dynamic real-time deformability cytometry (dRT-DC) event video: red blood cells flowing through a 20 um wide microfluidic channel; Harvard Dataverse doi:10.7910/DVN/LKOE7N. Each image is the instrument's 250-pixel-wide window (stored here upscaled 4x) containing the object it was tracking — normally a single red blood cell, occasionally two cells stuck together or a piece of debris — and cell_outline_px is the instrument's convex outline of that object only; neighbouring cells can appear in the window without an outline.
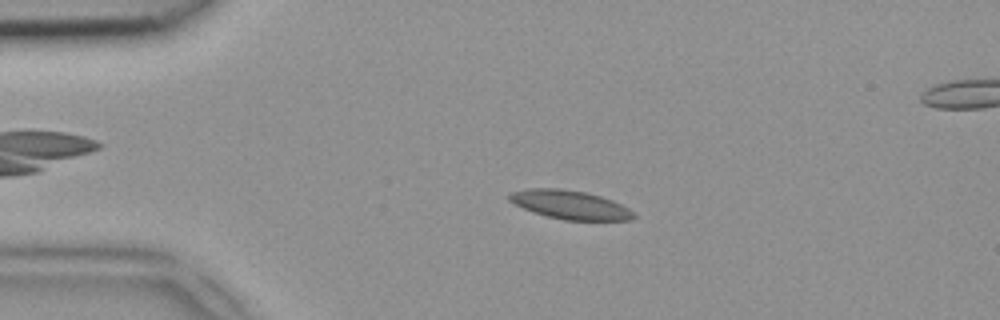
{"species": "common noctule bat (a hibernating species)", "species_latin": "Nyctalus noctula", "temperature_condition": "room temperature", "stored_images_in_passage": 48, "segment_of_instrument_passage": [1, 2], "camera_frame_rate_fps": 3000, "um_per_image_px": 0.085, "animal": {"sex": "female", "body_mass_g": 18.4}, "frame": {"image": 1, "passage_image": 10, "time_ms": 3.0, "image_size_px": [1000, 320], "cell_outline_px": [[636, 216], [632, 220], [564, 220], [532, 212], [508, 200], [508, 192], [528, 188], [560, 188], [588, 192], [612, 200], [628, 208]], "centroid_in_image_um": [48.43, 17.39], "position_along_channel_um": 36.6, "area_um2": 20.87}}
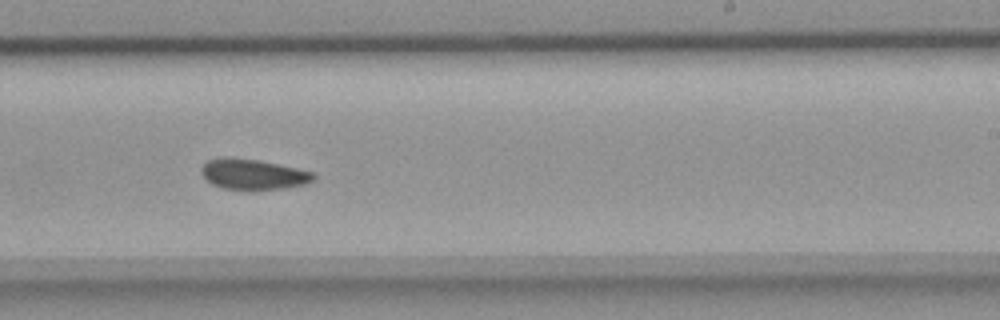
{"frame": {"image": 2, "passage_image": 29, "time_ms": 9.333, "image_size_px": [1000, 320], "cell_outline_px": [[316, 176], [308, 184], [284, 188], [252, 192], [224, 188], [212, 184], [200, 172], [200, 168], [208, 160], [220, 156], [224, 156], [260, 160], [296, 168], [312, 172]], "centroid_in_image_um": [21.5, 14.83], "position_along_channel_um": 267.5, "area_um2": 20.46}}
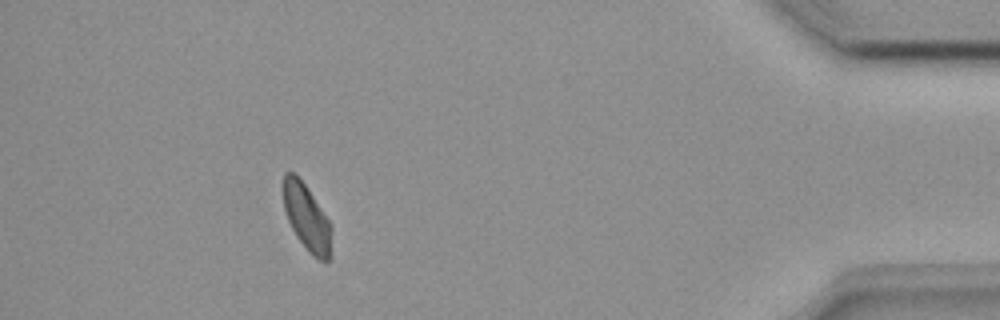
{"frame": {"image": 3, "passage_image": 43, "time_ms": 14.0, "image_size_px": [1000, 320], "cell_outline_px": [[332, 228], [328, 260], [320, 260], [312, 256], [308, 252], [296, 236], [288, 220], [284, 208], [280, 184], [284, 172], [296, 172], [332, 224]], "centroid_in_image_um": [26.02, 18.41], "position_along_channel_um": 409.2, "area_um2": 18.96}}